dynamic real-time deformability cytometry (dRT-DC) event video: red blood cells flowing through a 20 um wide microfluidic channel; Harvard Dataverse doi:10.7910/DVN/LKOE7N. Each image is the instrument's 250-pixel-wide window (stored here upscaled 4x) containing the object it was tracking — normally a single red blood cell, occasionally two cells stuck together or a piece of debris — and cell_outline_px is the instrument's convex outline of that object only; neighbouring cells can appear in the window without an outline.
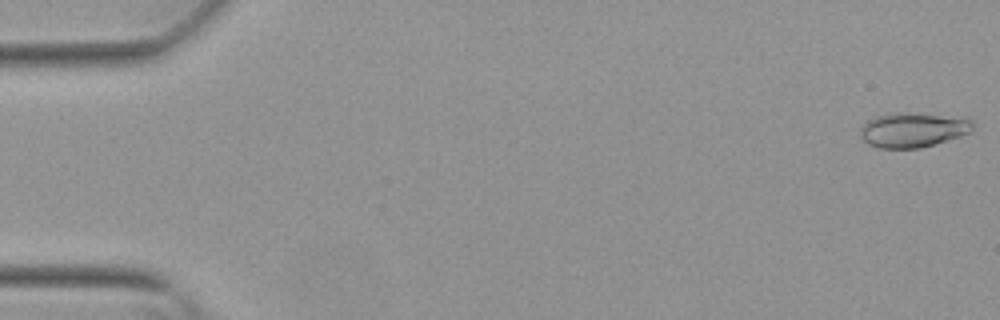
{"species": "Egyptian fruit bat (a non-hibernating species)", "species_latin": "Rousettus aegyptiacus", "temperature_condition": "warm", "stored_images_in_passage": 53, "camera_frame_rate_fps": 3000, "um_per_image_px": 0.085, "animal": {"sex": "female"}, "frame": {"image": 1, "passage_image": 1, "time_ms": 0.0, "image_size_px": [1000, 320], "cell_outline_px": [[976, 124], [972, 132], [936, 144], [920, 148], [880, 148], [868, 144], [860, 136], [860, 128], [868, 120], [876, 116], [936, 116], [972, 120]], "centroid_in_image_um": [77.61, 11.12], "position_along_channel_um": 7.4, "area_um2": 21.5}}
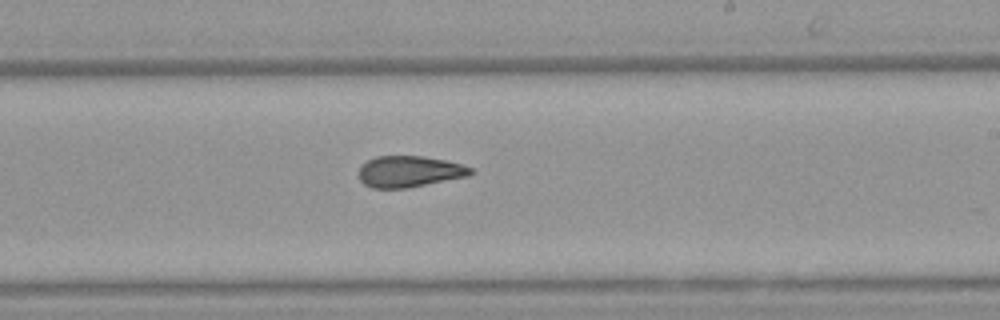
{"frame": {"image": 2, "passage_image": 32, "time_ms": 10.333, "image_size_px": [1000, 320], "cell_outline_px": [[476, 172], [468, 176], [408, 188], [372, 188], [364, 184], [360, 180], [360, 168], [368, 160], [376, 156], [424, 156], [444, 160], [460, 164], [472, 168]], "centroid_in_image_um": [34.82, 14.58], "position_along_channel_um": 254.2, "area_um2": 20.29}}
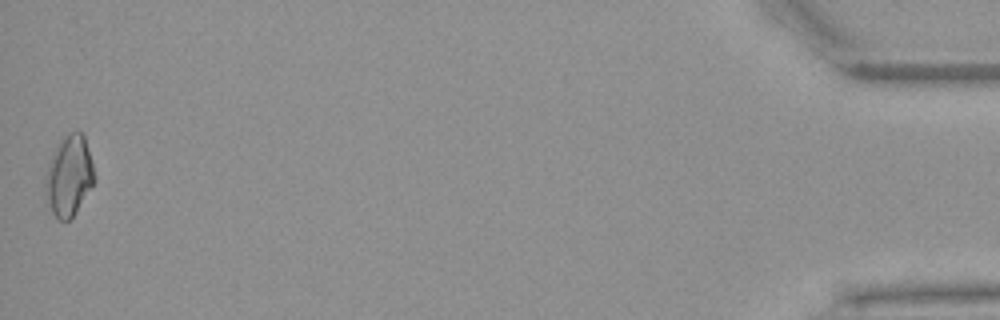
{"frame": {"image": 3, "passage_image": 53, "time_ms": 17.333, "image_size_px": [1000, 320], "cell_outline_px": [[96, 180], [76, 212], [68, 220], [60, 220], [52, 212], [44, 188], [44, 176], [48, 164], [60, 140], [64, 136], [72, 132], [80, 132], [84, 136], [96, 176]], "centroid_in_image_um": [5.87, 14.95], "position_along_channel_um": 429.3, "area_um2": 22.72}, "authors_computed_cell_mechanics": {"area_um2": 21.1548, "velocity_mm_per_s": 3.8591, "shape_relaxation_time_tau1_ms": null, "shape_relaxation_time_tau2_ms": 2.8549, "deformation_change_tau1": null, "deformation_change_tau2": 0.1072}}